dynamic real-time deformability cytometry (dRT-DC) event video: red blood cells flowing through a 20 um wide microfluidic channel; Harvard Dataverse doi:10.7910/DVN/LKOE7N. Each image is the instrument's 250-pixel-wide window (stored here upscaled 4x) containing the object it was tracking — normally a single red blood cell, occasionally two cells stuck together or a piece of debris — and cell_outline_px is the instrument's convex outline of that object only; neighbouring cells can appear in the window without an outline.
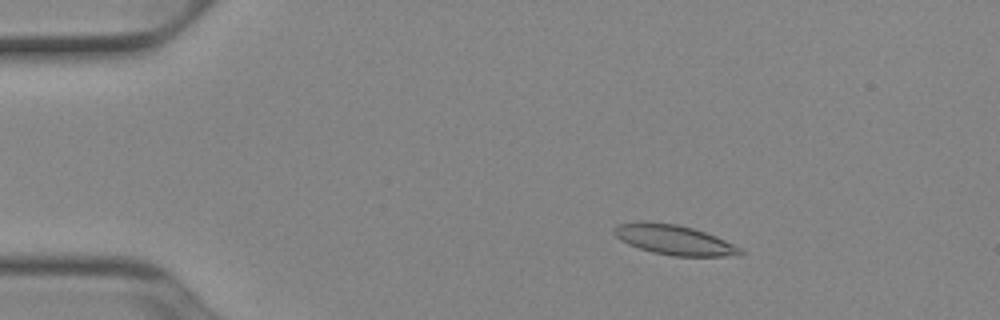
{"species": "Egyptian fruit bat (a non-hibernating species)", "species_latin": "Rousettus aegyptiacus", "temperature_condition": "cold", "stored_images_in_passage": 52, "camera_frame_rate_fps": 3000, "um_per_image_px": 0.085, "animal": {"sex": "female"}, "frame": {"image": 1, "passage_image": 9, "time_ms": 2.667, "image_size_px": [1000, 320], "cell_outline_px": [[744, 252], [740, 256], [672, 256], [652, 252], [628, 244], [620, 240], [612, 232], [612, 228], [620, 224], [644, 220], [676, 224], [692, 228], [716, 236], [740, 248]], "centroid_in_image_um": [57.27, 20.38], "position_along_channel_um": 27.7, "area_um2": 22.02}}
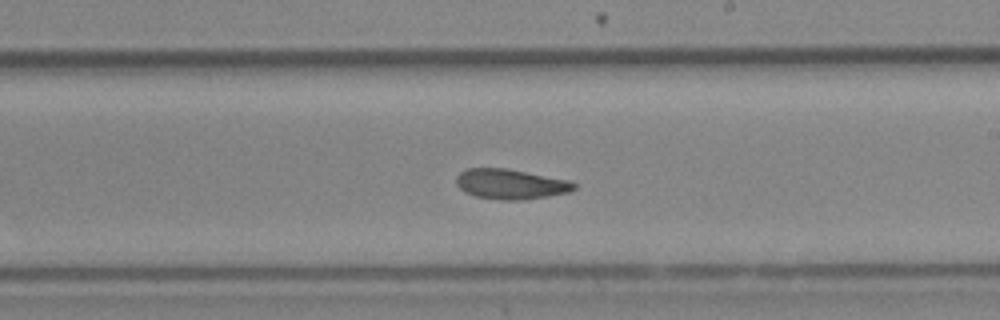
{"frame": {"image": 2, "passage_image": 31, "time_ms": 10.0, "image_size_px": [1000, 320], "cell_outline_px": [[576, 188], [568, 192], [548, 196], [524, 200], [500, 200], [476, 196], [464, 192], [456, 184], [456, 176], [460, 172], [468, 168], [508, 168], [568, 180], [576, 184]], "centroid_in_image_um": [43.38, 15.65], "position_along_channel_um": 245.6, "area_um2": 20.69}}
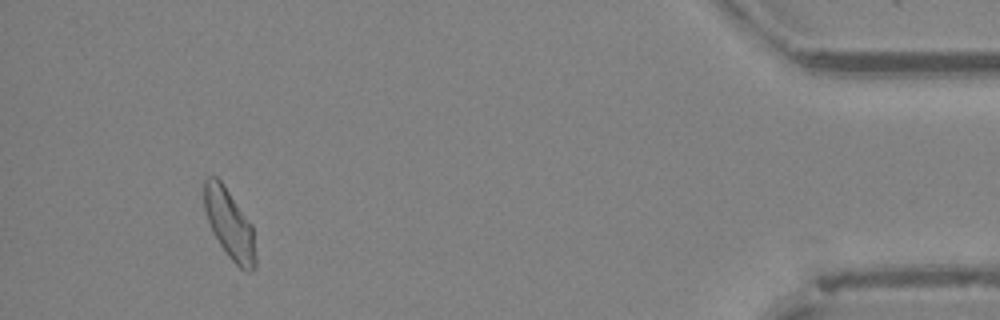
{"frame": {"image": 3, "passage_image": 49, "time_ms": 16.0, "image_size_px": [1000, 320], "cell_outline_px": [[256, 268], [252, 272], [244, 272], [228, 256], [212, 232], [204, 208], [204, 180], [208, 176], [216, 176], [220, 180], [252, 224], [256, 256]], "centroid_in_image_um": [19.52, 19.09], "position_along_channel_um": 415.7, "area_um2": 20.87}, "authors_computed_cell_mechanics": {"area_um2": 21.2704, "velocity_mm_per_s": 3.8985, "shape_relaxation_time_tau1_ms": 5.9959, "shape_relaxation_time_tau2_ms": 4.056, "deformation_change_tau1": 0.1668, "deformation_change_tau2": 0.1106}}